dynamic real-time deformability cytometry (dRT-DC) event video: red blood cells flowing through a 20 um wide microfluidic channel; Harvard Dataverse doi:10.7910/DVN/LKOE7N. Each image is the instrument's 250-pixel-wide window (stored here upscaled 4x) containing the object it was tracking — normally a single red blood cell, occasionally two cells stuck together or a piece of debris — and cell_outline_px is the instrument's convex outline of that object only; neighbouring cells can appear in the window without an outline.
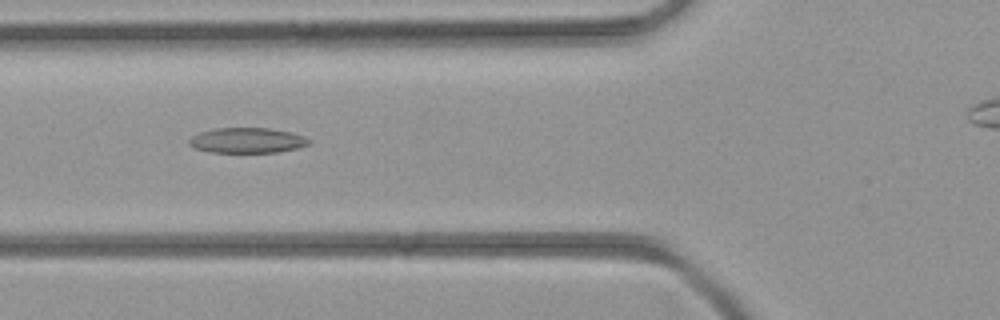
{"species": "common noctule bat (a hibernating species)", "species_latin": "Nyctalus noctula", "temperature_condition": "room temperature", "stored_images_in_passage": 38, "camera_frame_rate_fps": 3000, "um_per_image_px": 0.085, "animal": {"sex": "female", "body_mass_g": 21.9}, "frame": {"image": 1, "passage_image": 16, "time_ms": 5.0, "image_size_px": [1000, 320], "cell_outline_px": [[312, 140], [308, 144], [296, 148], [280, 152], [208, 152], [192, 148], [188, 144], [188, 140], [192, 136], [200, 132], [212, 128], [268, 128], [292, 132], [304, 136]], "centroid_in_image_um": [20.97, 11.93], "position_along_channel_um": 104.8, "area_um2": 17.8}}
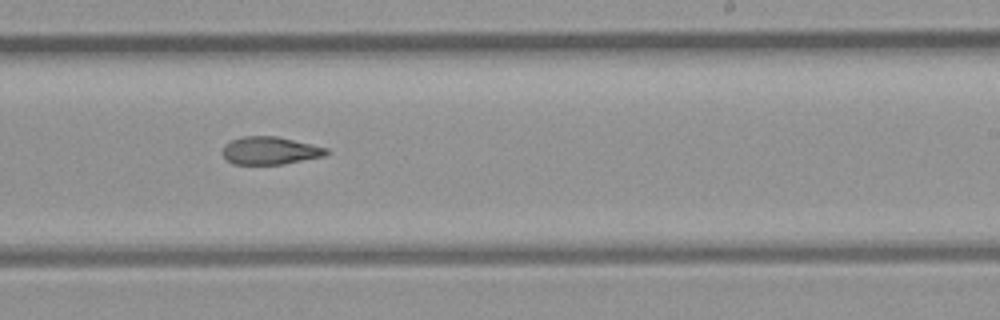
{"frame": {"image": 2, "passage_image": 26, "time_ms": 8.333, "image_size_px": [1000, 320], "cell_outline_px": [[328, 152], [324, 156], [284, 164], [232, 164], [224, 156], [224, 144], [240, 136], [276, 136], [328, 148]], "centroid_in_image_um": [22.95, 12.8], "position_along_channel_um": 266.0, "area_um2": 16.65}}
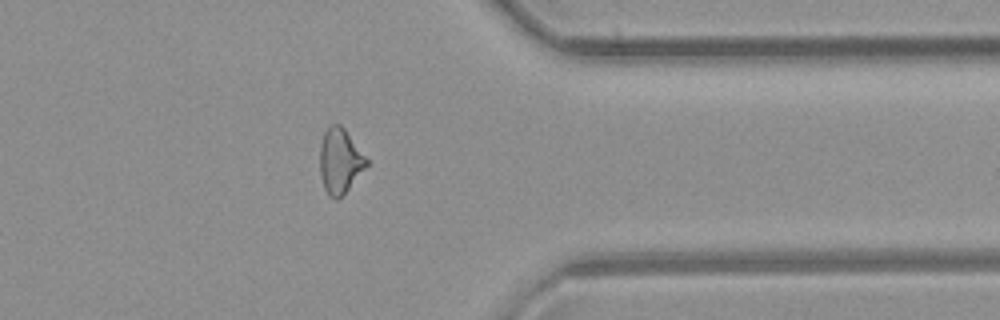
{"frame": {"image": 3, "passage_image": 34, "time_ms": 11.0, "image_size_px": [1000, 320], "cell_outline_px": [[368, 164], [348, 188], [336, 200], [328, 196], [324, 188], [320, 172], [320, 148], [324, 132], [332, 124], [340, 124], [344, 128], [368, 160]], "centroid_in_image_um": [28.87, 13.68], "position_along_channel_um": 382.5, "area_um2": 17.22}}